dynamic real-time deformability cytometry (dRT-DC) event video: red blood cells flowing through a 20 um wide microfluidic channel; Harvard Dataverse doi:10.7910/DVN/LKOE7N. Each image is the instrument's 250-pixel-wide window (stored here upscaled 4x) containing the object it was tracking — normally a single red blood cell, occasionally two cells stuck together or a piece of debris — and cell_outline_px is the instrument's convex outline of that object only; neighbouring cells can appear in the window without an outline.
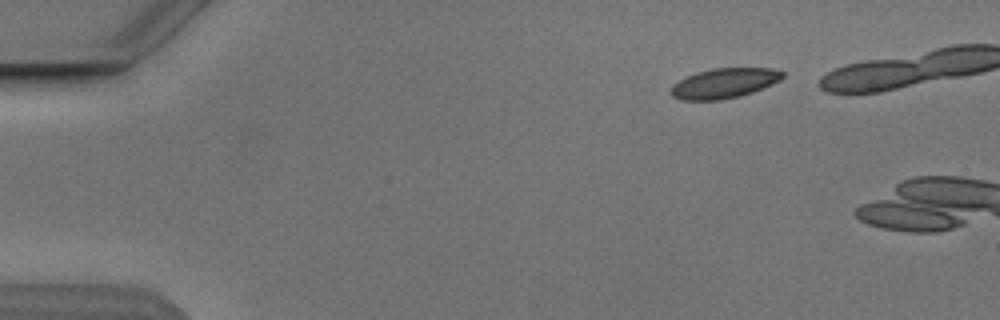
{"species": "Egyptian fruit bat (a non-hibernating species)", "species_latin": "Rousettus aegyptiacus", "temperature_condition": "cold", "stored_images_in_passage": 9, "camera_frame_rate_fps": 3000, "um_per_image_px": 0.085, "animal": {"sex": "male"}, "frame": {"image": 1, "passage_image": 1, "time_ms": 0.0, "image_size_px": [1000, 320], "cell_outline_px": [[784, 76], [780, 80], [772, 84], [752, 92], [740, 96], [720, 100], [680, 100], [672, 96], [668, 92], [672, 84], [696, 72], [712, 68], [772, 68], [784, 72]], "centroid_in_image_um": [61.52, 7.08], "position_along_channel_um": 23.5, "area_um2": 19.59}}